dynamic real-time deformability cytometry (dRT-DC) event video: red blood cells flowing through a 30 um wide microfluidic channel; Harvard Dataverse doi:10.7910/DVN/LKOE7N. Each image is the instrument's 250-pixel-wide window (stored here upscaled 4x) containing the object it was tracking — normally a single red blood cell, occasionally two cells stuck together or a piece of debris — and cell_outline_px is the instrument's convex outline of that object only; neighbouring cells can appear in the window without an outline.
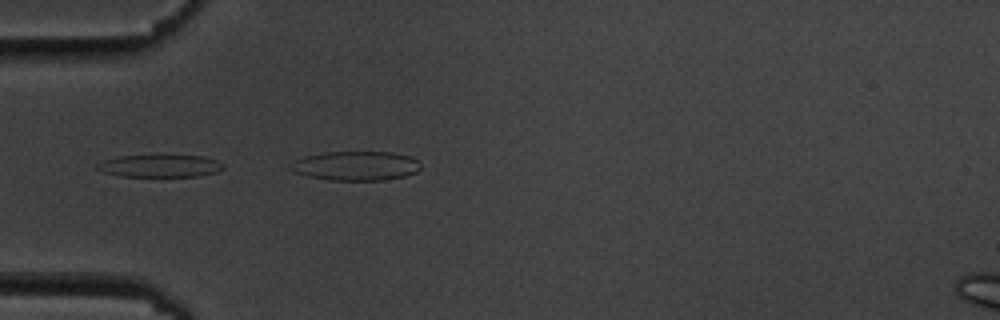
{"species": "common noctule bat (a hibernating species)", "species_latin": "Nyctalus noctula", "temperature_condition": "cold", "stored_images_in_passage": 2, "camera_frame_rate_fps": 3000, "um_per_image_px": 0.085, "animal": {"sex": "male", "body_mass_g": 19.5, "forearm_length_mm": 54.6}, "frame": {"image": 1, "passage_image": 1, "time_ms": 0.0, "image_size_px": [1000, 320], "cell_outline_px": [[224, 168], [216, 172], [200, 176], [120, 176], [104, 172], [96, 168], [96, 164], [104, 160], [120, 156], [204, 156], [216, 160], [224, 164]], "centroid_in_image_um": [13.61, 14.11], "position_along_channel_um": 71.4, "area_um2": 16.24}}